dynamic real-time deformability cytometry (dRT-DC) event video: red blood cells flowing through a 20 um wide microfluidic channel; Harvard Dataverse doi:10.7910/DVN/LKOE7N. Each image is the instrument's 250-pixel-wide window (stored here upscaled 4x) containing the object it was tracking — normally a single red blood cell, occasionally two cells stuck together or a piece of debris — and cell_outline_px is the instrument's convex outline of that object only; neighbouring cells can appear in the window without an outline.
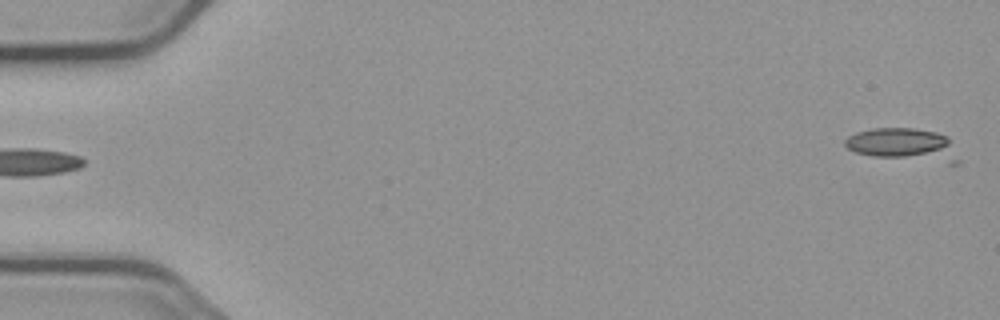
{"species": "common noctule bat (a hibernating species)", "species_latin": "Nyctalus noctula", "temperature_condition": "cold", "stored_images_in_passage": 5, "segment_of_instrument_passage": [2, 2], "camera_frame_rate_fps": 3000, "um_per_image_px": 0.085, "animal": {"sex": "male", "body_mass_g": 23.1, "forearm_length_mm": 52.7}, "frame": {"image": 1, "passage_image": 5, "time_ms": 6.333, "image_size_px": [1000, 320], "cell_outline_px": [[960, 164], [948, 164], [872, 156], [856, 152], [848, 148], [844, 144], [844, 140], [848, 136], [856, 132], [872, 128], [912, 128], [936, 132], [948, 136], [960, 160]], "centroid_in_image_um": [76.84, 12.32], "position_along_channel_um": 8.2, "area_um2": 22.02}}